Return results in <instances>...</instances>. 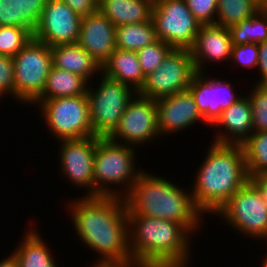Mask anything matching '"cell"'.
Returning a JSON list of instances; mask_svg holds the SVG:
<instances>
[{
	"label": "cell",
	"instance_id": "cell-1",
	"mask_svg": "<svg viewBox=\"0 0 267 267\" xmlns=\"http://www.w3.org/2000/svg\"><path fill=\"white\" fill-rule=\"evenodd\" d=\"M64 207L76 237L90 252L92 264H130L129 224L125 199L118 196H76Z\"/></svg>",
	"mask_w": 267,
	"mask_h": 267
},
{
	"label": "cell",
	"instance_id": "cell-2",
	"mask_svg": "<svg viewBox=\"0 0 267 267\" xmlns=\"http://www.w3.org/2000/svg\"><path fill=\"white\" fill-rule=\"evenodd\" d=\"M209 144L190 184L193 203L207 218L215 216L249 181L242 145L212 141Z\"/></svg>",
	"mask_w": 267,
	"mask_h": 267
},
{
	"label": "cell",
	"instance_id": "cell-3",
	"mask_svg": "<svg viewBox=\"0 0 267 267\" xmlns=\"http://www.w3.org/2000/svg\"><path fill=\"white\" fill-rule=\"evenodd\" d=\"M127 216L132 262L143 267L193 266L192 243L197 235L193 236L183 225L173 221L141 215Z\"/></svg>",
	"mask_w": 267,
	"mask_h": 267
},
{
	"label": "cell",
	"instance_id": "cell-4",
	"mask_svg": "<svg viewBox=\"0 0 267 267\" xmlns=\"http://www.w3.org/2000/svg\"><path fill=\"white\" fill-rule=\"evenodd\" d=\"M154 174L145 168L139 174L132 190L124 197L127 215L173 221L183 225L193 236L202 231L204 215L193 203L190 187L184 188L178 184L180 182L175 183L161 173Z\"/></svg>",
	"mask_w": 267,
	"mask_h": 267
},
{
	"label": "cell",
	"instance_id": "cell-5",
	"mask_svg": "<svg viewBox=\"0 0 267 267\" xmlns=\"http://www.w3.org/2000/svg\"><path fill=\"white\" fill-rule=\"evenodd\" d=\"M137 150L136 147L114 142L109 137H99L93 167L94 196L124 198L132 190L144 170L136 165V155L140 153V148L139 152Z\"/></svg>",
	"mask_w": 267,
	"mask_h": 267
},
{
	"label": "cell",
	"instance_id": "cell-6",
	"mask_svg": "<svg viewBox=\"0 0 267 267\" xmlns=\"http://www.w3.org/2000/svg\"><path fill=\"white\" fill-rule=\"evenodd\" d=\"M36 110H39L47 133L57 141L95 136L91 127L87 95L46 99Z\"/></svg>",
	"mask_w": 267,
	"mask_h": 267
},
{
	"label": "cell",
	"instance_id": "cell-7",
	"mask_svg": "<svg viewBox=\"0 0 267 267\" xmlns=\"http://www.w3.org/2000/svg\"><path fill=\"white\" fill-rule=\"evenodd\" d=\"M99 77L94 79L97 84L94 81L89 83L86 93L89 101L90 121L95 136L109 137L118 127L125 108L137 92L103 74Z\"/></svg>",
	"mask_w": 267,
	"mask_h": 267
},
{
	"label": "cell",
	"instance_id": "cell-8",
	"mask_svg": "<svg viewBox=\"0 0 267 267\" xmlns=\"http://www.w3.org/2000/svg\"><path fill=\"white\" fill-rule=\"evenodd\" d=\"M215 217L227 223V227L240 237L243 235L245 239L267 244V205L249 181L233 194Z\"/></svg>",
	"mask_w": 267,
	"mask_h": 267
},
{
	"label": "cell",
	"instance_id": "cell-9",
	"mask_svg": "<svg viewBox=\"0 0 267 267\" xmlns=\"http://www.w3.org/2000/svg\"><path fill=\"white\" fill-rule=\"evenodd\" d=\"M15 102L28 107L43 93L46 79L51 70L52 54L51 48L32 38L15 56ZM31 105V106H29Z\"/></svg>",
	"mask_w": 267,
	"mask_h": 267
},
{
	"label": "cell",
	"instance_id": "cell-10",
	"mask_svg": "<svg viewBox=\"0 0 267 267\" xmlns=\"http://www.w3.org/2000/svg\"><path fill=\"white\" fill-rule=\"evenodd\" d=\"M157 40L175 49H191L201 24L185 0H160L153 4L152 17Z\"/></svg>",
	"mask_w": 267,
	"mask_h": 267
},
{
	"label": "cell",
	"instance_id": "cell-11",
	"mask_svg": "<svg viewBox=\"0 0 267 267\" xmlns=\"http://www.w3.org/2000/svg\"><path fill=\"white\" fill-rule=\"evenodd\" d=\"M99 136L59 140L57 160L65 183L83 190L82 196H94V157ZM60 164V165H59Z\"/></svg>",
	"mask_w": 267,
	"mask_h": 267
},
{
	"label": "cell",
	"instance_id": "cell-12",
	"mask_svg": "<svg viewBox=\"0 0 267 267\" xmlns=\"http://www.w3.org/2000/svg\"><path fill=\"white\" fill-rule=\"evenodd\" d=\"M195 74L191 50L173 48L163 63L145 77L137 94L153 100L176 94L189 88Z\"/></svg>",
	"mask_w": 267,
	"mask_h": 267
},
{
	"label": "cell",
	"instance_id": "cell-13",
	"mask_svg": "<svg viewBox=\"0 0 267 267\" xmlns=\"http://www.w3.org/2000/svg\"><path fill=\"white\" fill-rule=\"evenodd\" d=\"M109 138L136 148L155 144L157 139V142L161 141L156 100L136 94L125 108L118 127Z\"/></svg>",
	"mask_w": 267,
	"mask_h": 267
},
{
	"label": "cell",
	"instance_id": "cell-14",
	"mask_svg": "<svg viewBox=\"0 0 267 267\" xmlns=\"http://www.w3.org/2000/svg\"><path fill=\"white\" fill-rule=\"evenodd\" d=\"M211 76L207 72H196L188 88L209 128L221 116L222 111L243 96V93L240 95L239 92L236 93L232 81L221 76L220 79Z\"/></svg>",
	"mask_w": 267,
	"mask_h": 267
},
{
	"label": "cell",
	"instance_id": "cell-15",
	"mask_svg": "<svg viewBox=\"0 0 267 267\" xmlns=\"http://www.w3.org/2000/svg\"><path fill=\"white\" fill-rule=\"evenodd\" d=\"M82 18L62 0H47L33 38L49 47L77 43Z\"/></svg>",
	"mask_w": 267,
	"mask_h": 267
},
{
	"label": "cell",
	"instance_id": "cell-16",
	"mask_svg": "<svg viewBox=\"0 0 267 267\" xmlns=\"http://www.w3.org/2000/svg\"><path fill=\"white\" fill-rule=\"evenodd\" d=\"M159 134L164 136L178 134L197 124L209 126L197 109L194 97L189 89L156 100Z\"/></svg>",
	"mask_w": 267,
	"mask_h": 267
},
{
	"label": "cell",
	"instance_id": "cell-17",
	"mask_svg": "<svg viewBox=\"0 0 267 267\" xmlns=\"http://www.w3.org/2000/svg\"><path fill=\"white\" fill-rule=\"evenodd\" d=\"M232 47L229 28L215 24L201 25L194 46L190 49L196 72H207L211 63L229 65Z\"/></svg>",
	"mask_w": 267,
	"mask_h": 267
},
{
	"label": "cell",
	"instance_id": "cell-18",
	"mask_svg": "<svg viewBox=\"0 0 267 267\" xmlns=\"http://www.w3.org/2000/svg\"><path fill=\"white\" fill-rule=\"evenodd\" d=\"M211 128L213 136L210 141L242 145L253 134L252 106L247 94L222 111Z\"/></svg>",
	"mask_w": 267,
	"mask_h": 267
},
{
	"label": "cell",
	"instance_id": "cell-19",
	"mask_svg": "<svg viewBox=\"0 0 267 267\" xmlns=\"http://www.w3.org/2000/svg\"><path fill=\"white\" fill-rule=\"evenodd\" d=\"M116 26L99 10L84 16L77 43L103 65L116 49Z\"/></svg>",
	"mask_w": 267,
	"mask_h": 267
},
{
	"label": "cell",
	"instance_id": "cell-20",
	"mask_svg": "<svg viewBox=\"0 0 267 267\" xmlns=\"http://www.w3.org/2000/svg\"><path fill=\"white\" fill-rule=\"evenodd\" d=\"M33 220L29 222L31 224L27 227V231L24 230L21 239H18V246L10 252L18 260L20 267H59L57 258L52 254V248L48 245L46 238L44 241L40 229L38 232L36 228L37 223H33L35 219Z\"/></svg>",
	"mask_w": 267,
	"mask_h": 267
},
{
	"label": "cell",
	"instance_id": "cell-21",
	"mask_svg": "<svg viewBox=\"0 0 267 267\" xmlns=\"http://www.w3.org/2000/svg\"><path fill=\"white\" fill-rule=\"evenodd\" d=\"M50 48L53 67L82 76L89 83L102 74V65L78 43L60 44Z\"/></svg>",
	"mask_w": 267,
	"mask_h": 267
},
{
	"label": "cell",
	"instance_id": "cell-22",
	"mask_svg": "<svg viewBox=\"0 0 267 267\" xmlns=\"http://www.w3.org/2000/svg\"><path fill=\"white\" fill-rule=\"evenodd\" d=\"M102 74L109 79L131 87L137 93L145 81L137 52L119 48H116L102 65Z\"/></svg>",
	"mask_w": 267,
	"mask_h": 267
},
{
	"label": "cell",
	"instance_id": "cell-23",
	"mask_svg": "<svg viewBox=\"0 0 267 267\" xmlns=\"http://www.w3.org/2000/svg\"><path fill=\"white\" fill-rule=\"evenodd\" d=\"M46 1L0 0V25L26 28L33 34Z\"/></svg>",
	"mask_w": 267,
	"mask_h": 267
},
{
	"label": "cell",
	"instance_id": "cell-24",
	"mask_svg": "<svg viewBox=\"0 0 267 267\" xmlns=\"http://www.w3.org/2000/svg\"><path fill=\"white\" fill-rule=\"evenodd\" d=\"M153 4L149 0H99L98 10L116 27L147 22L152 17Z\"/></svg>",
	"mask_w": 267,
	"mask_h": 267
},
{
	"label": "cell",
	"instance_id": "cell-25",
	"mask_svg": "<svg viewBox=\"0 0 267 267\" xmlns=\"http://www.w3.org/2000/svg\"><path fill=\"white\" fill-rule=\"evenodd\" d=\"M88 85L82 76L52 66L43 93L32 105L36 108L46 99L86 95Z\"/></svg>",
	"mask_w": 267,
	"mask_h": 267
},
{
	"label": "cell",
	"instance_id": "cell-26",
	"mask_svg": "<svg viewBox=\"0 0 267 267\" xmlns=\"http://www.w3.org/2000/svg\"><path fill=\"white\" fill-rule=\"evenodd\" d=\"M116 48L138 51L157 41L155 25L151 18L147 22L124 24L116 27Z\"/></svg>",
	"mask_w": 267,
	"mask_h": 267
},
{
	"label": "cell",
	"instance_id": "cell-27",
	"mask_svg": "<svg viewBox=\"0 0 267 267\" xmlns=\"http://www.w3.org/2000/svg\"><path fill=\"white\" fill-rule=\"evenodd\" d=\"M233 45L267 41V9H259L250 19L229 27Z\"/></svg>",
	"mask_w": 267,
	"mask_h": 267
},
{
	"label": "cell",
	"instance_id": "cell-28",
	"mask_svg": "<svg viewBox=\"0 0 267 267\" xmlns=\"http://www.w3.org/2000/svg\"><path fill=\"white\" fill-rule=\"evenodd\" d=\"M259 9L253 0H218L215 25L229 28L250 19Z\"/></svg>",
	"mask_w": 267,
	"mask_h": 267
},
{
	"label": "cell",
	"instance_id": "cell-29",
	"mask_svg": "<svg viewBox=\"0 0 267 267\" xmlns=\"http://www.w3.org/2000/svg\"><path fill=\"white\" fill-rule=\"evenodd\" d=\"M242 147L249 178L267 171V131L253 133Z\"/></svg>",
	"mask_w": 267,
	"mask_h": 267
},
{
	"label": "cell",
	"instance_id": "cell-30",
	"mask_svg": "<svg viewBox=\"0 0 267 267\" xmlns=\"http://www.w3.org/2000/svg\"><path fill=\"white\" fill-rule=\"evenodd\" d=\"M33 34L26 28L0 27V55L15 56L31 39Z\"/></svg>",
	"mask_w": 267,
	"mask_h": 267
},
{
	"label": "cell",
	"instance_id": "cell-31",
	"mask_svg": "<svg viewBox=\"0 0 267 267\" xmlns=\"http://www.w3.org/2000/svg\"><path fill=\"white\" fill-rule=\"evenodd\" d=\"M250 85L246 93L252 106L253 133L267 131V85Z\"/></svg>",
	"mask_w": 267,
	"mask_h": 267
},
{
	"label": "cell",
	"instance_id": "cell-32",
	"mask_svg": "<svg viewBox=\"0 0 267 267\" xmlns=\"http://www.w3.org/2000/svg\"><path fill=\"white\" fill-rule=\"evenodd\" d=\"M173 48L161 40L155 41L152 45L145 46L137 51L138 61L143 75L154 72L162 63Z\"/></svg>",
	"mask_w": 267,
	"mask_h": 267
},
{
	"label": "cell",
	"instance_id": "cell-33",
	"mask_svg": "<svg viewBox=\"0 0 267 267\" xmlns=\"http://www.w3.org/2000/svg\"><path fill=\"white\" fill-rule=\"evenodd\" d=\"M259 59V47L256 43L242 44V45H233L230 66L233 69L239 70L240 68L243 70H257V64ZM239 67V68H238Z\"/></svg>",
	"mask_w": 267,
	"mask_h": 267
},
{
	"label": "cell",
	"instance_id": "cell-34",
	"mask_svg": "<svg viewBox=\"0 0 267 267\" xmlns=\"http://www.w3.org/2000/svg\"><path fill=\"white\" fill-rule=\"evenodd\" d=\"M5 97L15 100L14 62L11 56L0 55V102Z\"/></svg>",
	"mask_w": 267,
	"mask_h": 267
},
{
	"label": "cell",
	"instance_id": "cell-35",
	"mask_svg": "<svg viewBox=\"0 0 267 267\" xmlns=\"http://www.w3.org/2000/svg\"><path fill=\"white\" fill-rule=\"evenodd\" d=\"M187 7L201 25H214L218 0H185Z\"/></svg>",
	"mask_w": 267,
	"mask_h": 267
},
{
	"label": "cell",
	"instance_id": "cell-36",
	"mask_svg": "<svg viewBox=\"0 0 267 267\" xmlns=\"http://www.w3.org/2000/svg\"><path fill=\"white\" fill-rule=\"evenodd\" d=\"M81 17L98 11L99 0H62Z\"/></svg>",
	"mask_w": 267,
	"mask_h": 267
},
{
	"label": "cell",
	"instance_id": "cell-37",
	"mask_svg": "<svg viewBox=\"0 0 267 267\" xmlns=\"http://www.w3.org/2000/svg\"><path fill=\"white\" fill-rule=\"evenodd\" d=\"M259 59L257 64L258 80L252 84L267 85V41L258 44ZM260 73V74H259Z\"/></svg>",
	"mask_w": 267,
	"mask_h": 267
},
{
	"label": "cell",
	"instance_id": "cell-38",
	"mask_svg": "<svg viewBox=\"0 0 267 267\" xmlns=\"http://www.w3.org/2000/svg\"><path fill=\"white\" fill-rule=\"evenodd\" d=\"M249 182L261 193L262 199L267 205V171L253 175L249 178Z\"/></svg>",
	"mask_w": 267,
	"mask_h": 267
},
{
	"label": "cell",
	"instance_id": "cell-39",
	"mask_svg": "<svg viewBox=\"0 0 267 267\" xmlns=\"http://www.w3.org/2000/svg\"><path fill=\"white\" fill-rule=\"evenodd\" d=\"M3 259H0V267H20L18 260L15 256L10 252V254L2 256Z\"/></svg>",
	"mask_w": 267,
	"mask_h": 267
},
{
	"label": "cell",
	"instance_id": "cell-40",
	"mask_svg": "<svg viewBox=\"0 0 267 267\" xmlns=\"http://www.w3.org/2000/svg\"><path fill=\"white\" fill-rule=\"evenodd\" d=\"M89 267H143V266L132 262L130 264H110V265L91 264Z\"/></svg>",
	"mask_w": 267,
	"mask_h": 267
},
{
	"label": "cell",
	"instance_id": "cell-41",
	"mask_svg": "<svg viewBox=\"0 0 267 267\" xmlns=\"http://www.w3.org/2000/svg\"><path fill=\"white\" fill-rule=\"evenodd\" d=\"M261 9H267V0H253Z\"/></svg>",
	"mask_w": 267,
	"mask_h": 267
},
{
	"label": "cell",
	"instance_id": "cell-42",
	"mask_svg": "<svg viewBox=\"0 0 267 267\" xmlns=\"http://www.w3.org/2000/svg\"><path fill=\"white\" fill-rule=\"evenodd\" d=\"M265 257L263 258L262 256V261L261 262H258V263H263L261 267H267V253H265L264 255Z\"/></svg>",
	"mask_w": 267,
	"mask_h": 267
},
{
	"label": "cell",
	"instance_id": "cell-43",
	"mask_svg": "<svg viewBox=\"0 0 267 267\" xmlns=\"http://www.w3.org/2000/svg\"><path fill=\"white\" fill-rule=\"evenodd\" d=\"M152 4H155V3H157L158 1H160V0H149Z\"/></svg>",
	"mask_w": 267,
	"mask_h": 267
}]
</instances>
